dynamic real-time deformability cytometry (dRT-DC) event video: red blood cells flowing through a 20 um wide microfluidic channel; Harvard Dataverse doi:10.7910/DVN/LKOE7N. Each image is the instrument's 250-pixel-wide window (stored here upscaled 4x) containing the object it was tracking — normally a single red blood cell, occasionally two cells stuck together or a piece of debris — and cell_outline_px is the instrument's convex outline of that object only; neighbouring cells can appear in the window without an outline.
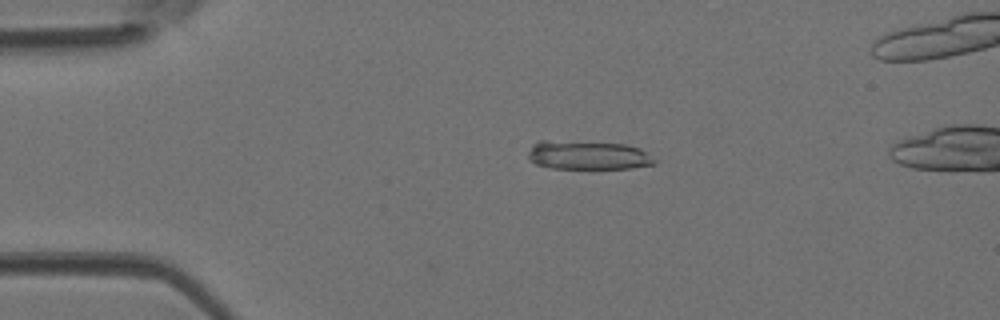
{"species": "Egyptian fruit bat (a non-hibernating species)", "species_latin": "Rousettus aegyptiacus", "temperature_condition": "room temperature", "stored_images_in_passage": 43, "camera_frame_rate_fps": 3000, "um_per_image_px": 0.085, "animal": {"sex": "female"}, "frame": {"image": 1, "passage_image": 7, "time_ms": 2.0, "image_size_px": [1000, 320], "cell_outline_px": [[656, 164], [632, 168], [552, 168], [536, 164], [528, 160], [528, 152], [532, 144], [540, 140], [544, 140], [624, 144], [640, 148], [656, 160]], "centroid_in_image_um": [49.95, 13.19], "position_along_channel_um": 35.1, "area_um2": 21.15}}
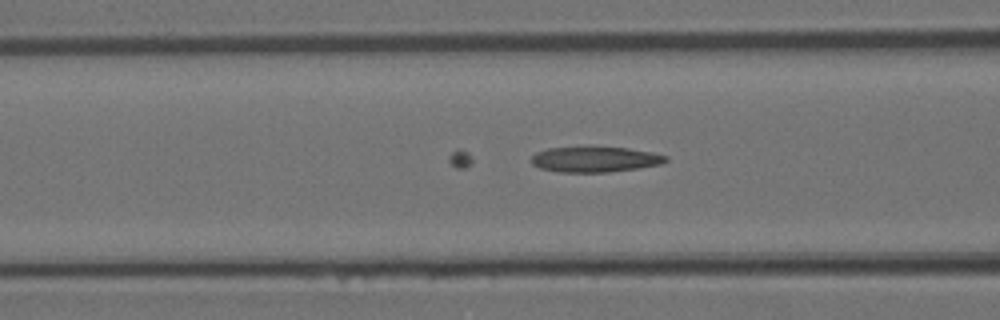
{"frame": {"image": 2, "passage_image": 15, "time_ms": 4.667, "image_size_px": [1000, 320], "cell_outline_px": [[668, 160], [660, 164], [640, 168], [608, 172], [560, 172], [540, 168], [532, 164], [532, 156], [536, 152], [548, 148], [628, 148], [652, 152], [668, 156]], "centroid_in_image_um": [50.6, 13.56], "position_along_channel_um": 116.0, "area_um2": 19.65}}
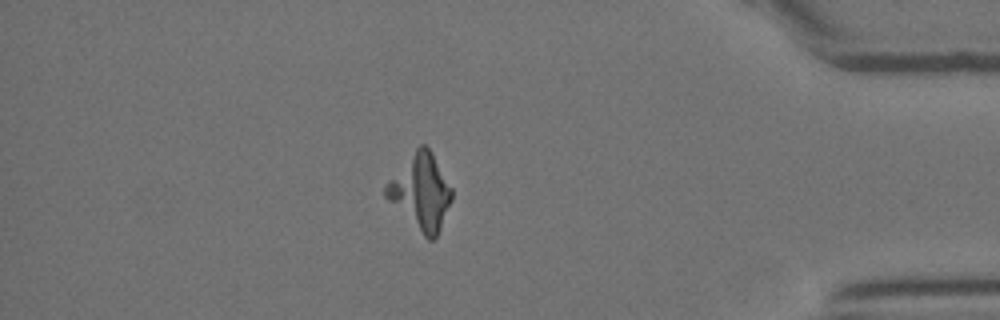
{"frame": {"image": 3, "passage_image": 36, "time_ms": 11.667, "image_size_px": [1000, 320], "cell_outline_px": [[452, 200], [440, 228], [436, 236], [432, 240], [428, 240], [384, 196], [384, 188], [388, 180], [416, 148], [420, 144], [424, 144], [432, 152], [452, 188]], "centroid_in_image_um": [35.77, 16.3], "position_along_channel_um": 399.4, "area_um2": 28.38}}